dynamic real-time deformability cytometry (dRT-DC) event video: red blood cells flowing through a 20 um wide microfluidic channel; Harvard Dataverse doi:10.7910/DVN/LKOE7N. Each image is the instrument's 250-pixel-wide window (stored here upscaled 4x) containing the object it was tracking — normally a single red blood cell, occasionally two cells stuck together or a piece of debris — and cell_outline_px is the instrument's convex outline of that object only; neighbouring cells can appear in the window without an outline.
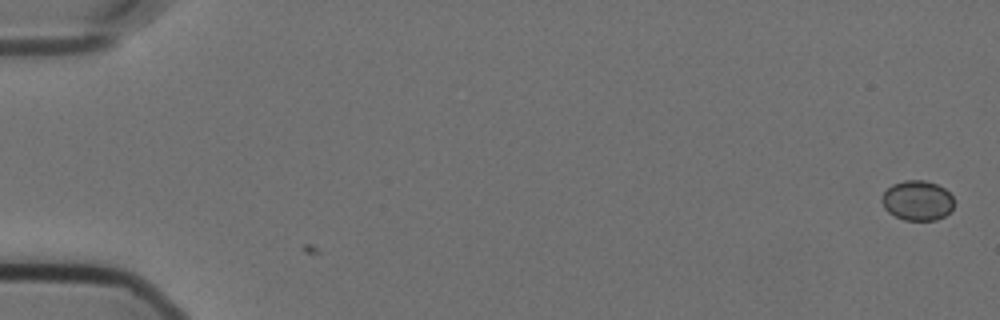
{"species": "Egyptian fruit bat (a non-hibernating species)", "species_latin": "Rousettus aegyptiacus", "temperature_condition": "cold", "stored_images_in_passage": 4, "camera_frame_rate_fps": 3000, "um_per_image_px": 0.085, "animal": {"sex": "female"}, "frame": {"image": 1, "passage_image": 4, "time_ms": 1.0, "image_size_px": [1000, 320], "cell_outline_px": [[952, 208], [944, 216], [936, 220], [904, 220], [888, 212], [884, 208], [880, 200], [884, 192], [892, 184], [904, 180], [924, 180], [936, 184], [944, 188], [952, 196]], "centroid_in_image_um": [77.94, 17.04], "position_along_channel_um": 7.1, "area_um2": 16.7}}